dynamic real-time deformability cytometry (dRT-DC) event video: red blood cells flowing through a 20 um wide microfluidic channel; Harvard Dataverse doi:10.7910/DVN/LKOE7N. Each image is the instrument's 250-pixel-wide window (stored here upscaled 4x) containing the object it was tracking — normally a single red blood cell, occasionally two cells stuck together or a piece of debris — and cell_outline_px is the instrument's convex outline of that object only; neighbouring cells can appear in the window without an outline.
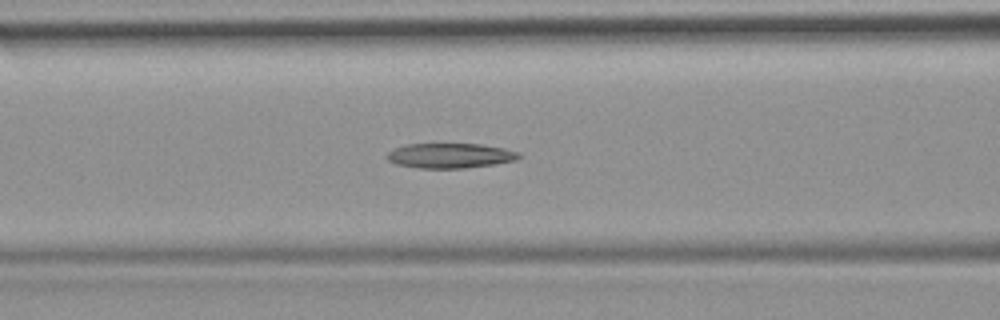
{"species": "common noctule bat (a hibernating species)", "species_latin": "Nyctalus noctula", "temperature_condition": "room temperature", "stored_images_in_passage": 45, "camera_frame_rate_fps": 3000, "um_per_image_px": 0.085, "animal": {"sex": "female", "body_mass_g": 19.9}, "frame": {"image": 1, "passage_image": 14, "time_ms": 4.333, "image_size_px": [1000, 320], "cell_outline_px": [[520, 156], [516, 160], [496, 164], [464, 168], [420, 168], [396, 164], [388, 160], [384, 156], [388, 152], [396, 148], [408, 144], [480, 144], [504, 148], [520, 152]], "centroid_in_image_um": [38.27, 13.23], "position_along_channel_um": 128.3, "area_um2": 19.13}}